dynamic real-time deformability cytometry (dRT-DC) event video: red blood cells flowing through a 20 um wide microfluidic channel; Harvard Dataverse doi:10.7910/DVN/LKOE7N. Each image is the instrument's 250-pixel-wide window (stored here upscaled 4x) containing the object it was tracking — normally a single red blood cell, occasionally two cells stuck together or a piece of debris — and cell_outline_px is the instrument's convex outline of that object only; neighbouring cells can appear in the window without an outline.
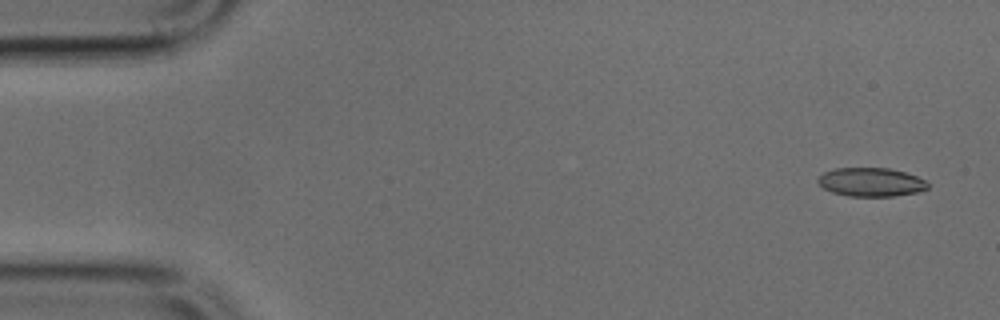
{"species": "common noctule bat (a hibernating species)", "species_latin": "Nyctalus noctula", "temperature_condition": "cold", "stored_images_in_passage": 47, "camera_frame_rate_fps": 3000, "um_per_image_px": 0.085, "animal": {"sex": "male", "body_mass_g": 17.9, "forearm_length_mm": 54.2}, "frame": {"image": 1, "passage_image": 1, "time_ms": 0.0, "image_size_px": [1000, 320], "cell_outline_px": [[928, 188], [916, 192], [892, 196], [848, 196], [832, 192], [824, 188], [816, 180], [824, 172], [836, 168], [888, 168], [904, 172], [916, 176], [924, 180], [928, 184]], "centroid_in_image_um": [74.01, 15.48], "position_along_channel_um": 11.0, "area_um2": 18.15}}
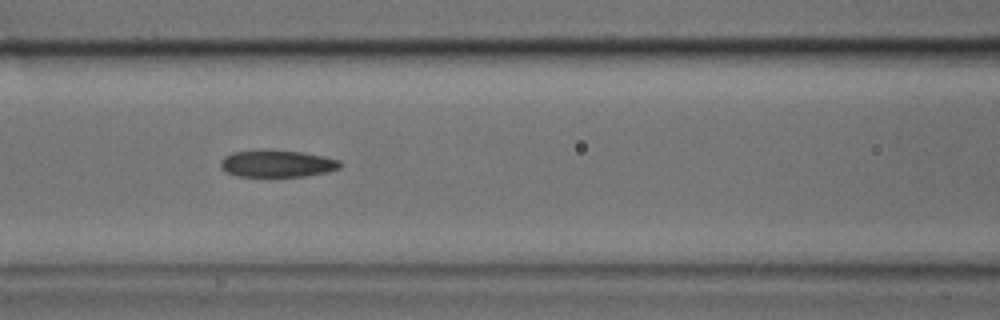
{"frame": {"image": 2, "passage_image": 19, "time_ms": 6.0, "image_size_px": [1000, 320], "cell_outline_px": [[340, 168], [328, 172], [304, 176], [236, 176], [228, 172], [220, 164], [220, 160], [224, 156], [232, 152], [260, 148], [268, 148], [304, 152], [324, 156], [340, 160]], "centroid_in_image_um": [23.55, 13.87], "position_along_channel_um": 143.1, "area_um2": 19.25}}
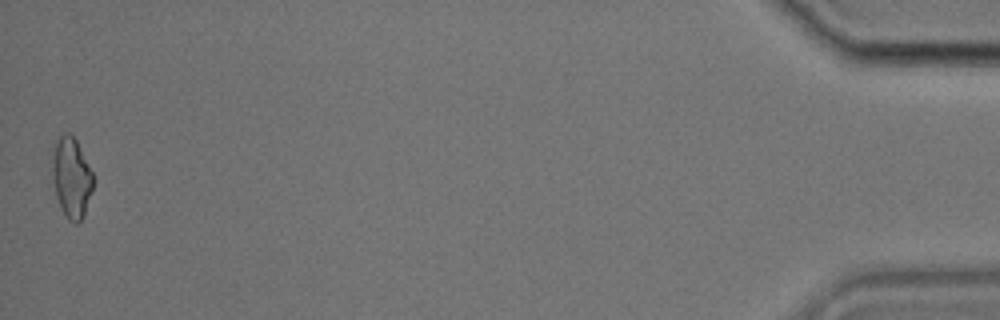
{"frame": {"image": 3, "passage_image": 47, "time_ms": 15.333, "image_size_px": [1000, 320], "cell_outline_px": [[92, 188], [84, 216], [76, 224], [68, 220], [60, 208], [56, 196], [52, 172], [52, 160], [56, 140], [64, 132], [68, 132], [76, 140], [92, 172]], "centroid_in_image_um": [6.06, 15.11], "position_along_channel_um": 429.1, "area_um2": 18.84}}